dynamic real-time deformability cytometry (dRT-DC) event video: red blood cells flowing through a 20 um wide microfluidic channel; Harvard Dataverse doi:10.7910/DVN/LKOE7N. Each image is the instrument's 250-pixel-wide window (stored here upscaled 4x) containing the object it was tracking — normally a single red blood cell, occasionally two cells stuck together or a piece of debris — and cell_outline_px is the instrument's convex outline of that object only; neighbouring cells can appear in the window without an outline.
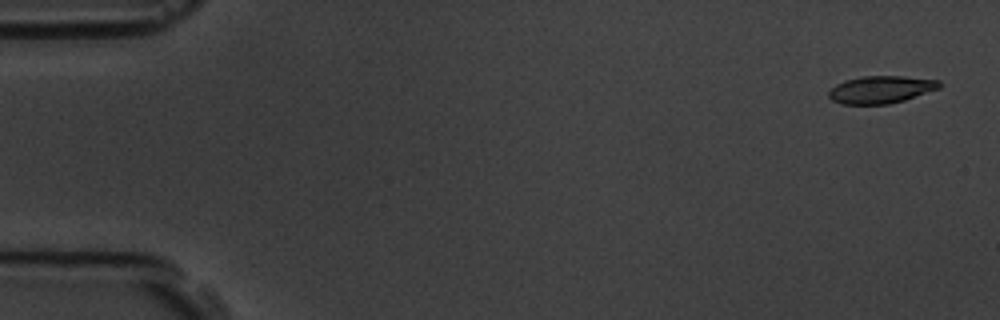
{"species": "common noctule bat (a hibernating species)", "species_latin": "Nyctalus noctula", "temperature_condition": "room temperature", "stored_images_in_passage": 5, "camera_frame_rate_fps": 3000, "um_per_image_px": 0.085, "animal": {"sex": "male", "body_mass_g": 19.5, "forearm_length_mm": 54.6}, "frame": {"image": 1, "passage_image": 1, "time_ms": 0.0, "image_size_px": [1000, 320], "cell_outline_px": [[944, 84], [940, 88], [904, 100], [888, 104], [840, 104], [832, 100], [828, 96], [828, 92], [836, 84], [844, 80], [864, 76], [904, 76], [940, 80]], "centroid_in_image_um": [74.89, 7.61], "position_along_channel_um": 10.1, "area_um2": 17.8}}
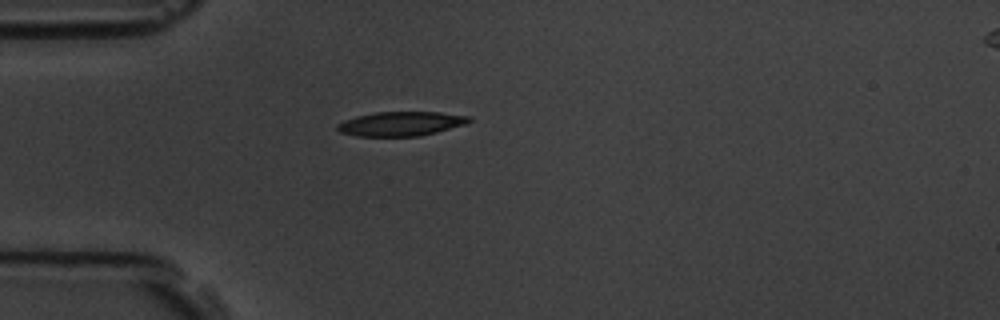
{"frame": {"image": 2, "passage_image": 4, "time_ms": 4.333, "image_size_px": [1000, 320], "cell_outline_px": [[472, 120], [464, 124], [436, 132], [420, 136], [356, 136], [340, 132], [336, 128], [336, 124], [344, 120], [356, 116], [376, 112], [440, 112], [472, 116]], "centroid_in_image_um": [34.07, 10.51], "position_along_channel_um": 50.9, "area_um2": 18.67}}